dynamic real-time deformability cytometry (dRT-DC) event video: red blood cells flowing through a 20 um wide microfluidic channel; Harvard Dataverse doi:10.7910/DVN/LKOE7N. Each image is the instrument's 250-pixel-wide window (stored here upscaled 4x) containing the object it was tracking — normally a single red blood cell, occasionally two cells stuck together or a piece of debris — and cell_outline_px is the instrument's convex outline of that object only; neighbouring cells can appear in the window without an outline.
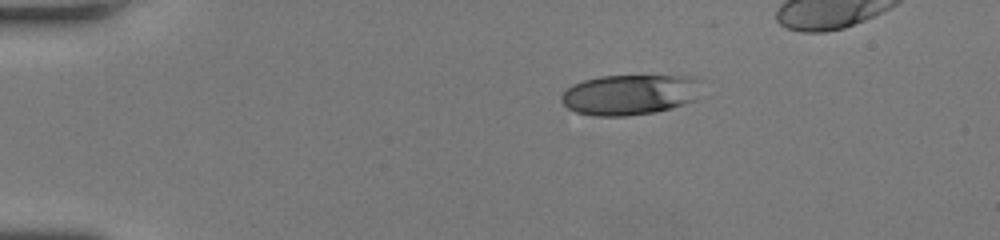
{"species": "human", "species_latin": "Homo sapiens", "temperature_condition": "room temperature", "stored_images_in_passage": 37, "camera_frame_rate_fps": 3000, "um_per_image_px": 0.085, "donor": {"sex": "female"}, "frame": {"image": 1, "passage_image": 1, "time_ms": 0.0, "image_size_px": [1000, 240], "cell_outline_px": [[708, 96], [672, 108], [656, 112], [628, 116], [596, 116], [576, 112], [568, 108], [560, 100], [560, 96], [572, 84], [584, 80], [600, 76], [696, 76], [708, 80]], "centroid_in_image_um": [53.78, 8.03], "position_along_channel_um": 31.2, "area_um2": 34.56}}
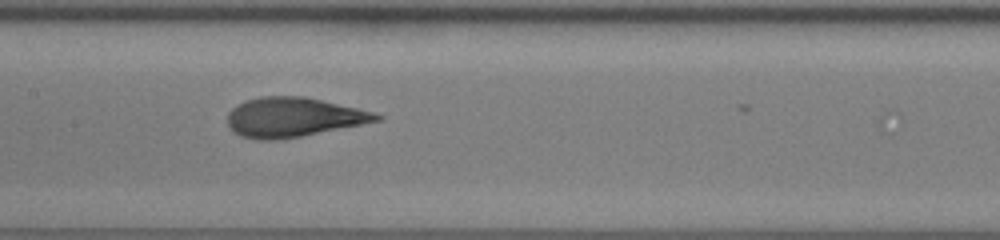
{"frame": {"image": 2, "passage_image": 17, "time_ms": 5.333, "image_size_px": [1000, 240], "cell_outline_px": [[384, 116], [380, 120], [300, 136], [276, 140], [256, 140], [240, 136], [232, 132], [228, 124], [228, 112], [236, 104], [244, 100], [260, 96], [304, 96], [376, 112]], "centroid_in_image_um": [24.88, 9.95], "position_along_channel_um": 182.5, "area_um2": 34.28}}
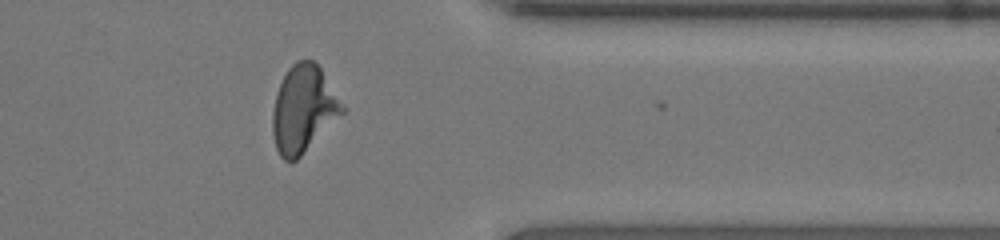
{"frame": {"image": 3, "passage_image": 32, "time_ms": 10.333, "image_size_px": [1000, 240], "cell_outline_px": [[344, 112], [296, 160], [284, 160], [280, 156], [276, 148], [272, 132], [272, 112], [276, 92], [288, 68], [296, 60], [312, 60], [320, 68], [344, 108]], "centroid_in_image_um": [25.74, 9.27], "position_along_channel_um": 385.7, "area_um2": 34.56}}